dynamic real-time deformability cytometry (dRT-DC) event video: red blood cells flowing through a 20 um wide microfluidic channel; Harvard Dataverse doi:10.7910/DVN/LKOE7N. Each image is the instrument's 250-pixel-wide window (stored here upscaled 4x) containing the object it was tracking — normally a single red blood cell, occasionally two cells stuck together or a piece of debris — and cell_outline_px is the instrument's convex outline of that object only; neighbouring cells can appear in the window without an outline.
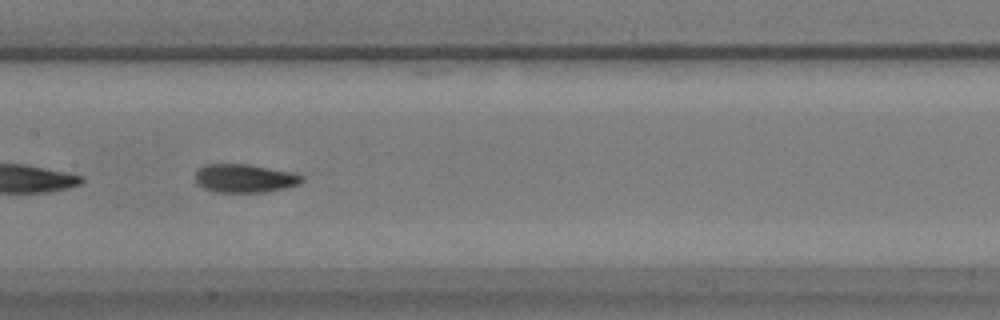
{"species": "common noctule bat (a hibernating species)", "species_latin": "Nyctalus noctula", "temperature_condition": "warm", "stored_images_in_passage": 26, "camera_frame_rate_fps": 3000, "um_per_image_px": 0.085, "animal": {"sex": "male", "body_mass_g": 17.9}, "frame": {"image": 1, "passage_image": 12, "time_ms": 3.667, "image_size_px": [1000, 320], "cell_outline_px": [[304, 180], [300, 184], [284, 188], [264, 192], [216, 192], [204, 188], [196, 184], [196, 172], [204, 164], [248, 164], [288, 172], [304, 176]], "centroid_in_image_um": [20.77, 15.16], "position_along_channel_um": 186.6, "area_um2": 17.51}}